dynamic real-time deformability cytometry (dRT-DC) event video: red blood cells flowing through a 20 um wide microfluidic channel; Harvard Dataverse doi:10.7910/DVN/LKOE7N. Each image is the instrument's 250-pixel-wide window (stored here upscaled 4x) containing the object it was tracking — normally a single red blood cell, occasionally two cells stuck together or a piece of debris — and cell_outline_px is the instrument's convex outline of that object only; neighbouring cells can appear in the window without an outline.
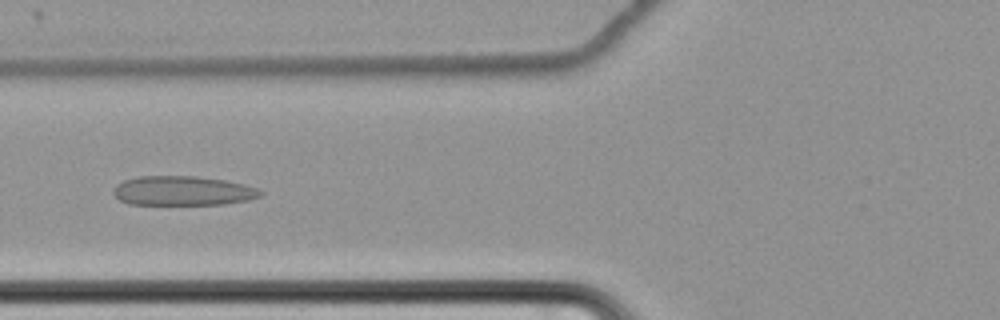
{"species": "common noctule bat (a hibernating species)", "species_latin": "Nyctalus noctula", "temperature_condition": "cold", "stored_images_in_passage": 65, "camera_frame_rate_fps": 3000, "um_per_image_px": 0.085, "animal": {"sex": "female", "body_mass_g": 22.7, "forearm_length_mm": 54.2}, "frame": {"image": 1, "passage_image": 29, "time_ms": 9.333, "image_size_px": [1000, 320], "cell_outline_px": [[264, 192], [260, 196], [248, 200], [224, 204], [128, 204], [120, 200], [112, 192], [112, 188], [116, 184], [124, 180], [136, 176], [196, 176], [224, 180], [244, 184], [256, 188]], "centroid_in_image_um": [15.5, 16.21], "position_along_channel_um": 110.3, "area_um2": 25.26}}
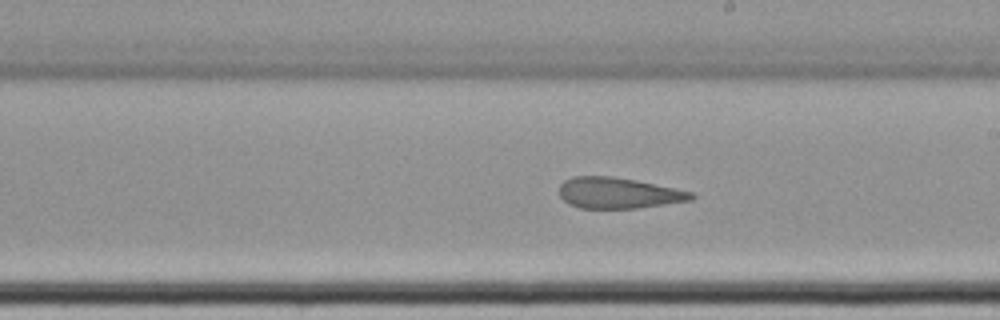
{"frame": {"image": 2, "passage_image": 40, "time_ms": 13.0, "image_size_px": [1000, 320], "cell_outline_px": [[696, 196], [692, 200], [636, 208], [580, 208], [568, 204], [560, 196], [560, 184], [564, 180], [572, 176], [612, 176], [636, 180], [692, 192]], "centroid_in_image_um": [52.53, 16.4], "position_along_channel_um": 236.5, "area_um2": 23.7}}
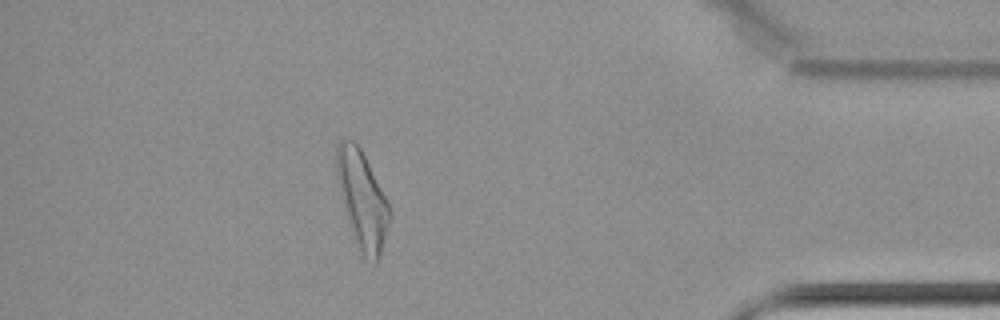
{"frame": {"image": 3, "passage_image": 58, "time_ms": 19.0, "image_size_px": [1000, 320], "cell_outline_px": [[392, 216], [380, 256], [376, 264], [372, 264], [360, 252], [356, 244], [344, 208], [336, 180], [336, 148], [340, 140], [352, 140], [360, 148], [388, 200], [392, 212]], "centroid_in_image_um": [30.81, 17.02], "position_along_channel_um": 404.4, "area_um2": 30.17}, "authors_computed_cell_mechanics": {"area_um2": 28.322, "velocity_mm_per_s": 3.4477, "shape_relaxation_time_tau1_ms": null, "shape_relaxation_time_tau2_ms": 2.3064, "deformation_change_tau1": null, "deformation_change_tau2": 0.131}}